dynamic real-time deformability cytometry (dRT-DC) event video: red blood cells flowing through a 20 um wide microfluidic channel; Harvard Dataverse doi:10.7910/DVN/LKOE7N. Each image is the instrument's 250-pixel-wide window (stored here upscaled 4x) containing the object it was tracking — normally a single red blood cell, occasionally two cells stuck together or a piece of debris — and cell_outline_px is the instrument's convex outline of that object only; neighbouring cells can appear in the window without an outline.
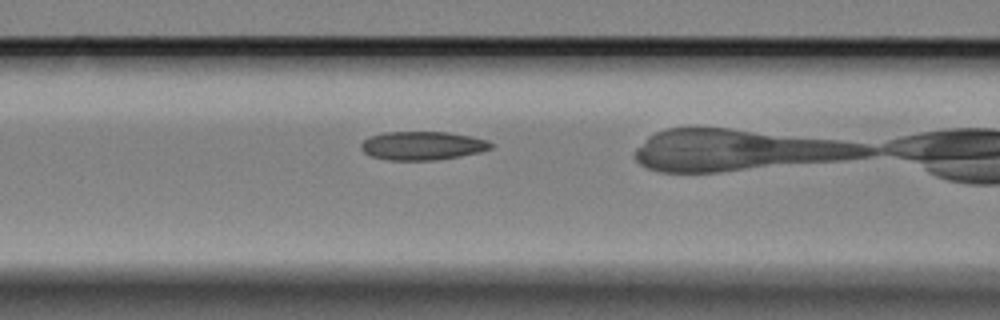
{"species": "Egyptian fruit bat (a non-hibernating species)", "species_latin": "Rousettus aegyptiacus", "temperature_condition": "cold", "stored_images_in_passage": 40, "camera_frame_rate_fps": 3000, "um_per_image_px": 0.085, "animal": {"sex": "female"}, "frame": {"image": 1, "passage_image": 18, "time_ms": 5.667, "image_size_px": [1000, 320], "cell_outline_px": [[492, 148], [480, 152], [460, 156], [436, 160], [388, 160], [372, 156], [364, 152], [360, 148], [360, 144], [368, 136], [384, 132], [448, 132], [472, 136], [488, 140], [492, 144]], "centroid_in_image_um": [35.9, 12.38], "position_along_channel_um": 130.7, "area_um2": 21.73}}